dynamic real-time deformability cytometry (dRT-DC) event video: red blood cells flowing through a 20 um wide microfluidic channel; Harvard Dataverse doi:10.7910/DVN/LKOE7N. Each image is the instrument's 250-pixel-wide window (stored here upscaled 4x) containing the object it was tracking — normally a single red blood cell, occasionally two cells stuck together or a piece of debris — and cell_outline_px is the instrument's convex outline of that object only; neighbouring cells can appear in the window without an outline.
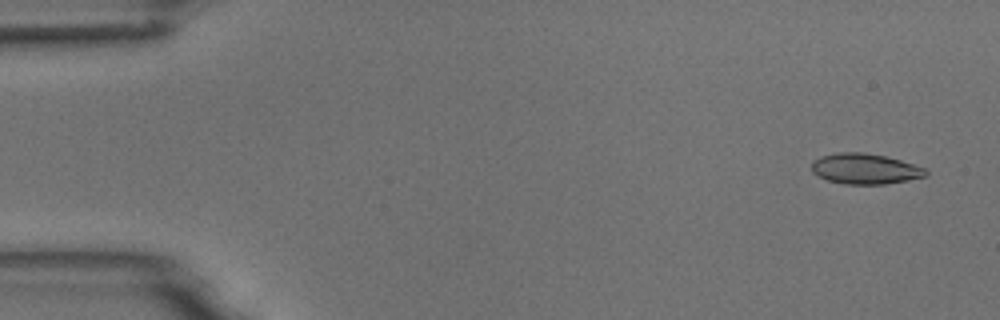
{"species": "common noctule bat (a hibernating species)", "species_latin": "Nyctalus noctula", "temperature_condition": "room temperature", "stored_images_in_passage": 5, "camera_frame_rate_fps": 3000, "um_per_image_px": 0.085, "animal": {"sex": "male", "body_mass_g": 18.8}, "frame": {"image": 1, "passage_image": 1, "time_ms": 0.0, "image_size_px": [1000, 320], "cell_outline_px": [[928, 172], [924, 176], [908, 180], [884, 184], [844, 184], [828, 180], [812, 172], [812, 160], [820, 156], [836, 152], [864, 152], [884, 156], [900, 160], [924, 168]], "centroid_in_image_um": [73.48, 14.34], "position_along_channel_um": 11.5, "area_um2": 20.17}}
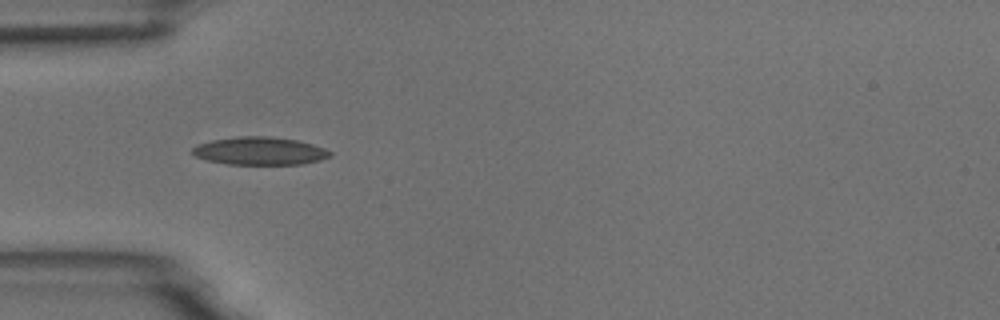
{"frame": {"image": 2, "passage_image": 5, "time_ms": 4.667, "image_size_px": [1000, 320], "cell_outline_px": [[332, 156], [320, 160], [304, 164], [228, 164], [208, 160], [196, 156], [192, 152], [192, 148], [196, 144], [212, 140], [236, 136], [268, 136], [296, 140], [312, 144], [324, 148], [332, 152]], "centroid_in_image_um": [22.09, 12.83], "position_along_channel_um": 62.9, "area_um2": 22.37}}